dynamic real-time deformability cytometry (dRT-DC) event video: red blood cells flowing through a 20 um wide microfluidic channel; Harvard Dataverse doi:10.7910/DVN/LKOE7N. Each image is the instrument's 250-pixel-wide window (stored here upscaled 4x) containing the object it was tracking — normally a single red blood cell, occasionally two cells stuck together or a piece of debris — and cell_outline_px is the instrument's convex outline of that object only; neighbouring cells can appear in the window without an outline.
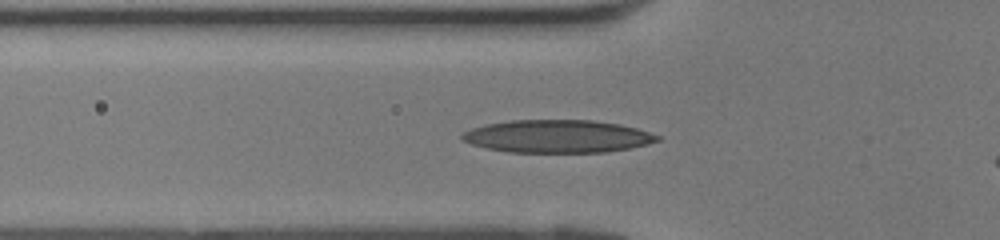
{"species": "human", "species_latin": "Homo sapiens", "temperature_condition": "room temperature", "stored_images_in_passage": 30, "camera_frame_rate_fps": 3000, "um_per_image_px": 0.085, "donor": {"sex": "female"}, "frame": {"image": 1, "passage_image": 7, "time_ms": 2.0, "image_size_px": [1000, 240], "cell_outline_px": [[660, 140], [648, 144], [628, 148], [604, 152], [508, 152], [488, 148], [472, 144], [460, 140], [460, 136], [464, 132], [472, 128], [488, 124], [512, 120], [592, 120], [620, 124], [636, 128], [660, 136]], "centroid_in_image_um": [47.38, 11.58], "position_along_channel_um": 78.4, "area_um2": 37.11}}
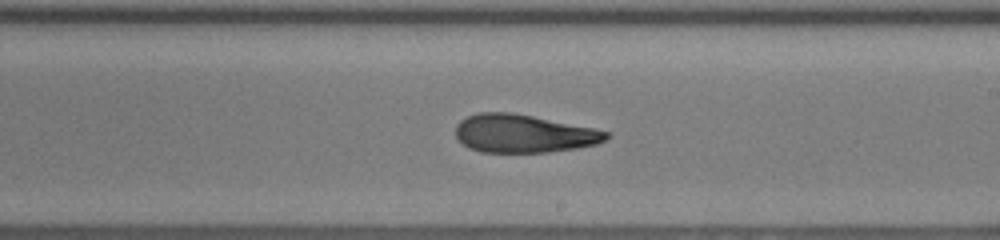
{"frame": {"image": 2, "passage_image": 17, "time_ms": 5.333, "image_size_px": [1000, 240], "cell_outline_px": [[612, 136], [596, 144], [576, 148], [548, 152], [480, 152], [468, 148], [456, 136], [456, 124], [460, 120], [468, 116], [480, 112], [512, 112], [592, 128], [608, 132]], "centroid_in_image_um": [44.48, 11.35], "position_along_channel_um": 244.5, "area_um2": 33.23}}
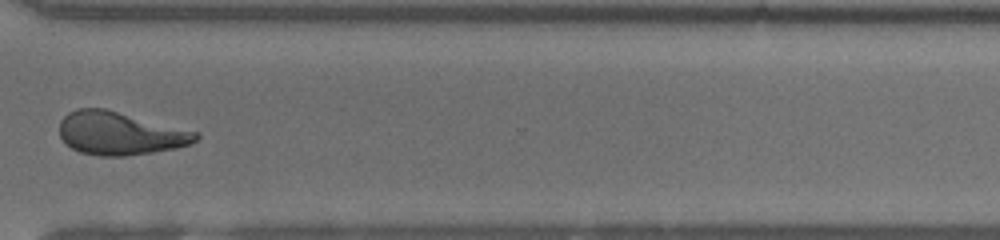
{"frame": {"image": 3, "passage_image": 24, "time_ms": 7.667, "image_size_px": [1000, 240], "cell_outline_px": [[200, 136], [196, 140], [188, 144], [176, 148], [128, 156], [96, 156], [80, 152], [64, 144], [60, 136], [60, 120], [68, 112], [76, 108], [104, 108], [196, 132]], "centroid_in_image_um": [10.12, 11.34], "position_along_channel_um": 360.5, "area_um2": 34.04}}